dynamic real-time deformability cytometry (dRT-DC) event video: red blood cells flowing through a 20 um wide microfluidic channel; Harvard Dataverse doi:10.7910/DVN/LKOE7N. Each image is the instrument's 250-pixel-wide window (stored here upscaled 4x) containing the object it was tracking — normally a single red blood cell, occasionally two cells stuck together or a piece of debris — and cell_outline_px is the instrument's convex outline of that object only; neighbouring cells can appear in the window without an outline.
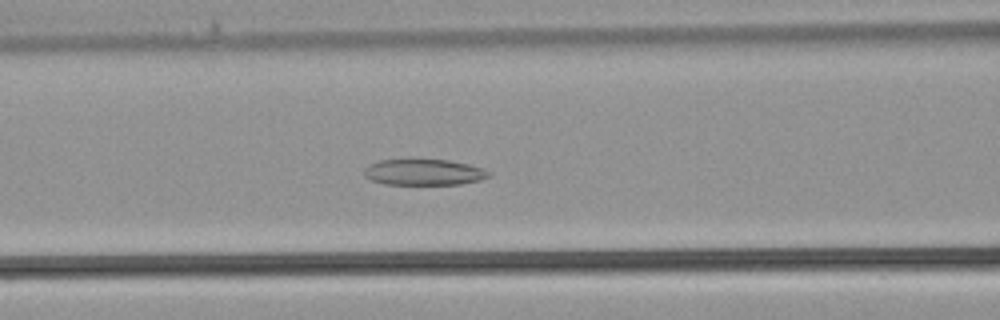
{"species": "common noctule bat (a hibernating species)", "species_latin": "Nyctalus noctula", "temperature_condition": "warm", "stored_images_in_passage": 37, "camera_frame_rate_fps": 3000, "um_per_image_px": 0.085, "animal": {"sex": "male", "body_mass_g": 21.5, "forearm_length_mm": 52.0}, "frame": {"image": 1, "passage_image": 15, "time_ms": 4.667, "image_size_px": [1000, 320], "cell_outline_px": [[492, 176], [480, 180], [460, 184], [384, 184], [372, 180], [364, 176], [364, 168], [368, 164], [380, 160], [448, 160], [468, 164], [484, 168], [492, 172]], "centroid_in_image_um": [36.06, 14.64], "position_along_channel_um": 130.5, "area_um2": 18.96}}
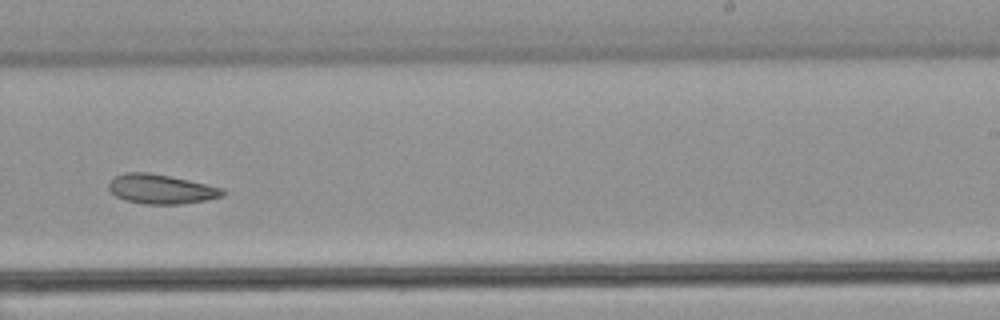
{"frame": {"image": 2, "passage_image": 23, "time_ms": 7.333, "image_size_px": [1000, 320], "cell_outline_px": [[224, 196], [204, 200], [180, 204], [144, 204], [124, 200], [116, 196], [108, 188], [108, 180], [112, 176], [124, 172], [148, 172], [188, 180], [224, 188]], "centroid_in_image_um": [13.63, 16.06], "position_along_channel_um": 275.4, "area_um2": 19.65}}
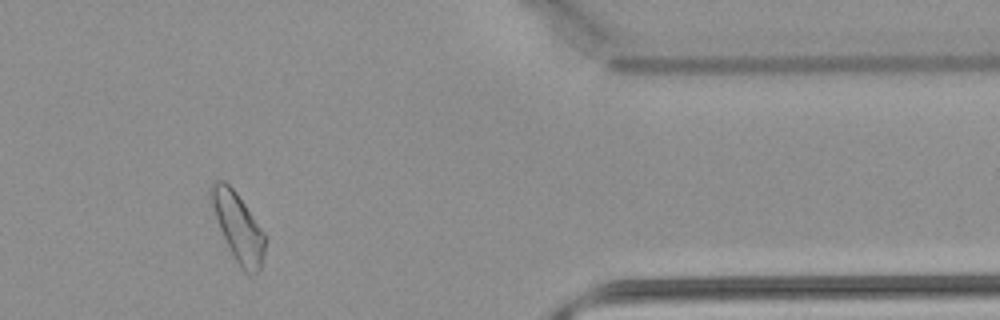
{"frame": {"image": 3, "passage_image": 31, "time_ms": 10.0, "image_size_px": [1000, 320], "cell_outline_px": [[268, 236], [260, 268], [256, 272], [248, 272], [240, 268], [228, 248], [220, 228], [208, 196], [208, 188], [216, 180], [224, 180], [236, 192]], "centroid_in_image_um": [20.24, 19.26], "position_along_channel_um": 391.2, "area_um2": 21.56}}